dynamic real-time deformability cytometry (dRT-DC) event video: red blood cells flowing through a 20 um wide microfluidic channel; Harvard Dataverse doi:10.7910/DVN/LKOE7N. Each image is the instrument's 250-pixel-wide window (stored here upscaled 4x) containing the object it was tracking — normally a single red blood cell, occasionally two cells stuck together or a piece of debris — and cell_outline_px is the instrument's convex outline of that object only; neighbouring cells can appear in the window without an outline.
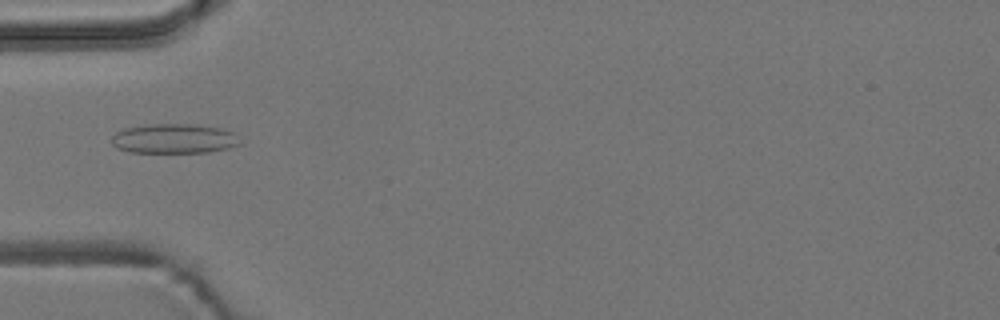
{"species": "common noctule bat (a hibernating species)", "species_latin": "Nyctalus noctula", "temperature_condition": "room temperature", "stored_images_in_passage": 6, "camera_frame_rate_fps": 3000, "um_per_image_px": 0.085, "animal": {"sex": "male", "body_mass_g": 19.2, "forearm_length_mm": 51.8}, "frame": {"image": 1, "passage_image": 6, "time_ms": 5.667, "image_size_px": [1000, 320], "cell_outline_px": [[244, 144], [228, 148], [208, 152], [128, 152], [116, 148], [112, 144], [112, 136], [120, 128], [148, 124], [196, 124], [220, 128], [236, 132]], "centroid_in_image_um": [14.83, 11.77], "position_along_channel_um": 70.2, "area_um2": 22.66}}